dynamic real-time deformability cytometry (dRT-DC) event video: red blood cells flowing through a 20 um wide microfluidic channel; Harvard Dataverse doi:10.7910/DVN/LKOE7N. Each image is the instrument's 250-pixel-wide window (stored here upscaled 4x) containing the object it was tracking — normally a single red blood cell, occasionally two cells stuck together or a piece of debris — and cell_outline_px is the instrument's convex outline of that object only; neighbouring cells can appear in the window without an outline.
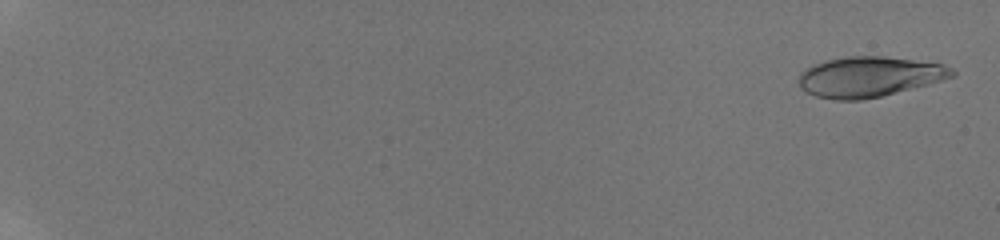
{"species": "human", "species_latin": "Homo sapiens", "temperature_condition": "room temperature", "stored_images_in_passage": 42, "camera_frame_rate_fps": 3000, "um_per_image_px": 0.085, "donor": {"sex": "male"}, "frame": {"image": 1, "passage_image": 2, "time_ms": 0.333, "image_size_px": [1000, 240], "cell_outline_px": [[956, 76], [928, 84], [880, 96], [860, 100], [836, 100], [816, 96], [800, 88], [800, 72], [804, 68], [824, 60], [844, 56], [884, 56], [944, 64], [952, 68], [956, 72]], "centroid_in_image_um": [73.88, 6.51], "position_along_channel_um": 11.1, "area_um2": 36.01}}
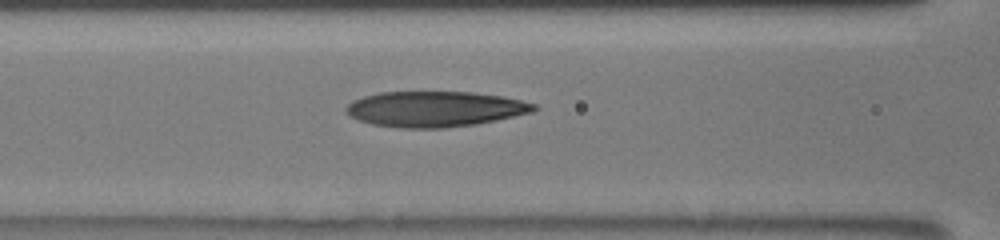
{"frame": {"image": 2, "passage_image": 21, "time_ms": 9.333, "image_size_px": [1000, 240], "cell_outline_px": [[540, 108], [532, 112], [496, 120], [476, 124], [444, 128], [400, 128], [372, 124], [356, 120], [348, 116], [344, 112], [344, 108], [352, 100], [364, 96], [380, 92], [472, 92], [500, 96], [520, 100], [536, 104]], "centroid_in_image_um": [36.92, 9.27], "position_along_channel_um": 129.7, "area_um2": 39.13}}
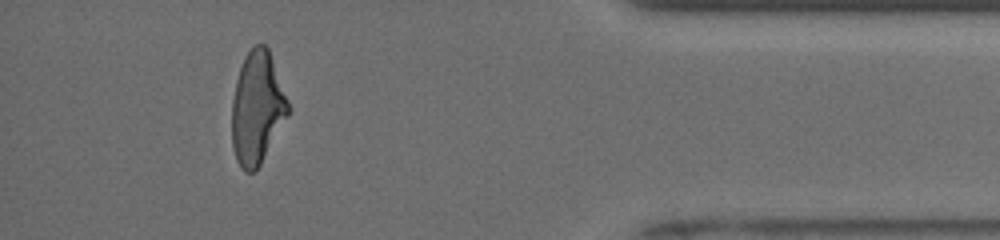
{"frame": {"image": 3, "passage_image": 39, "time_ms": 17.333, "image_size_px": [1000, 240], "cell_outline_px": [[288, 116], [260, 164], [252, 172], [244, 172], [240, 168], [236, 160], [232, 144], [232, 100], [236, 80], [244, 56], [252, 44], [264, 44], [268, 48], [288, 100]], "centroid_in_image_um": [21.84, 9.16], "position_along_channel_um": 413.4, "area_um2": 36.76}, "authors_computed_cell_mechanics": {"area_um2": 37.3677, "velocity_mm_per_s": 3.9473, "shape_relaxation_time_tau1_ms": 5.7448, "shape_relaxation_time_tau2_ms": 1.7037, "deformation_change_tau1": 0.2412, "deformation_change_tau2": 0.1094}}